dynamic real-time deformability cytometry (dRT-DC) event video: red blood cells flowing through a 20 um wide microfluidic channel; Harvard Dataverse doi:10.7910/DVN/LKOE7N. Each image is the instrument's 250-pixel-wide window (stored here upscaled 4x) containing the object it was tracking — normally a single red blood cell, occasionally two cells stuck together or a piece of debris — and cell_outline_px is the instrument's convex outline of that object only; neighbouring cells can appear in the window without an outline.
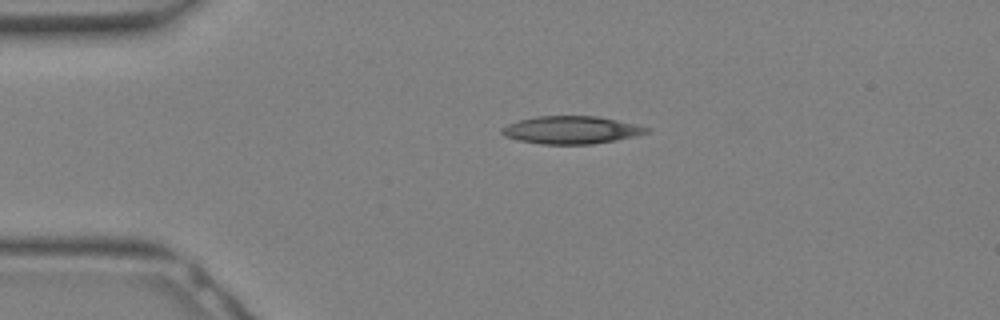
{"species": "Egyptian fruit bat (a non-hibernating species)", "species_latin": "Rousettus aegyptiacus", "temperature_condition": "warm", "stored_images_in_passage": 18, "camera_frame_rate_fps": 3000, "um_per_image_px": 0.085, "animal": {"sex": "female"}, "frame": {"image": 1, "passage_image": 6, "time_ms": 1.667, "image_size_px": [1000, 320], "cell_outline_px": [[652, 128], [648, 132], [636, 136], [616, 140], [592, 144], [540, 144], [520, 140], [504, 136], [500, 132], [500, 128], [508, 124], [520, 120], [536, 116], [596, 116], [636, 124]], "centroid_in_image_um": [48.56, 11.05], "position_along_channel_um": 36.4, "area_um2": 23.35}}
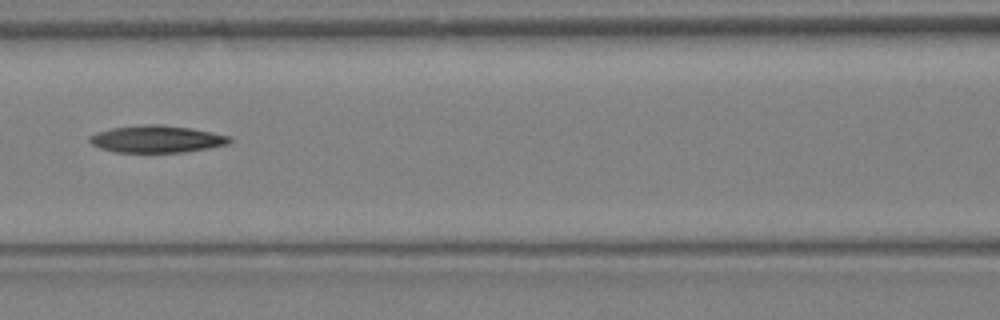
{"frame": {"image": 2, "passage_image": 13, "time_ms": 4.0, "image_size_px": [1000, 320], "cell_outline_px": [[232, 140], [228, 144], [208, 148], [184, 152], [116, 152], [100, 148], [92, 144], [88, 140], [88, 136], [112, 128], [144, 124], [160, 124], [192, 128], [232, 136]], "centroid_in_image_um": [13.35, 11.81], "position_along_channel_um": 153.2, "area_um2": 22.14}}
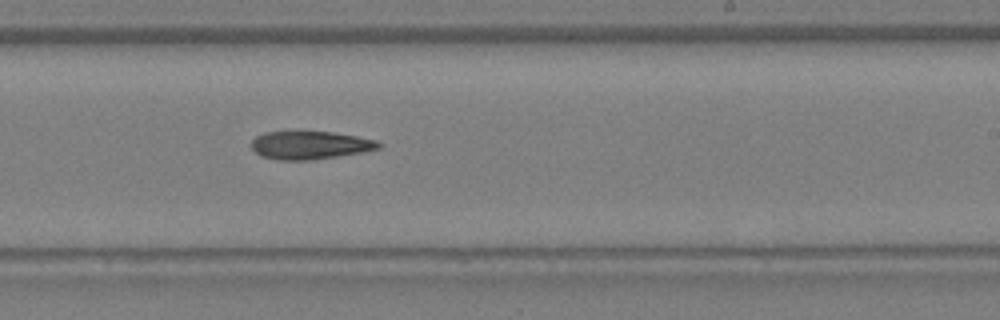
{"frame": {"image": 3, "passage_image": 18, "time_ms": 5.667, "image_size_px": [1000, 320], "cell_outline_px": [[384, 144], [380, 148], [360, 152], [312, 160], [276, 160], [260, 156], [252, 148], [252, 140], [256, 136], [264, 132], [332, 132], [356, 136], [376, 140]], "centroid_in_image_um": [26.34, 12.34], "position_along_channel_um": 262.7, "area_um2": 20.69}}